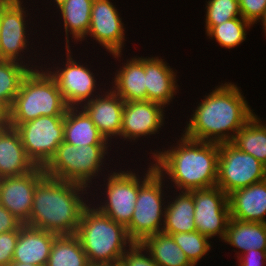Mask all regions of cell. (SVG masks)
<instances>
[{
  "instance_id": "obj_2",
  "label": "cell",
  "mask_w": 266,
  "mask_h": 266,
  "mask_svg": "<svg viewBox=\"0 0 266 266\" xmlns=\"http://www.w3.org/2000/svg\"><path fill=\"white\" fill-rule=\"evenodd\" d=\"M86 188L45 175L35 186L31 215L24 225L57 235L75 234L87 206L79 194Z\"/></svg>"
},
{
  "instance_id": "obj_33",
  "label": "cell",
  "mask_w": 266,
  "mask_h": 266,
  "mask_svg": "<svg viewBox=\"0 0 266 266\" xmlns=\"http://www.w3.org/2000/svg\"><path fill=\"white\" fill-rule=\"evenodd\" d=\"M242 17L238 0H209L206 6V33L227 20Z\"/></svg>"
},
{
  "instance_id": "obj_34",
  "label": "cell",
  "mask_w": 266,
  "mask_h": 266,
  "mask_svg": "<svg viewBox=\"0 0 266 266\" xmlns=\"http://www.w3.org/2000/svg\"><path fill=\"white\" fill-rule=\"evenodd\" d=\"M145 248L141 243H133L121 257L119 266H158L150 254L145 256L142 252Z\"/></svg>"
},
{
  "instance_id": "obj_17",
  "label": "cell",
  "mask_w": 266,
  "mask_h": 266,
  "mask_svg": "<svg viewBox=\"0 0 266 266\" xmlns=\"http://www.w3.org/2000/svg\"><path fill=\"white\" fill-rule=\"evenodd\" d=\"M98 95L80 107L109 141L112 136H120L125 101L112 89L107 91L104 97Z\"/></svg>"
},
{
  "instance_id": "obj_12",
  "label": "cell",
  "mask_w": 266,
  "mask_h": 266,
  "mask_svg": "<svg viewBox=\"0 0 266 266\" xmlns=\"http://www.w3.org/2000/svg\"><path fill=\"white\" fill-rule=\"evenodd\" d=\"M45 175L44 167L36 166L24 175L0 178V204L23 224L31 215L35 186Z\"/></svg>"
},
{
  "instance_id": "obj_8",
  "label": "cell",
  "mask_w": 266,
  "mask_h": 266,
  "mask_svg": "<svg viewBox=\"0 0 266 266\" xmlns=\"http://www.w3.org/2000/svg\"><path fill=\"white\" fill-rule=\"evenodd\" d=\"M266 180V166L232 142L219 143L217 184L227 195Z\"/></svg>"
},
{
  "instance_id": "obj_43",
  "label": "cell",
  "mask_w": 266,
  "mask_h": 266,
  "mask_svg": "<svg viewBox=\"0 0 266 266\" xmlns=\"http://www.w3.org/2000/svg\"><path fill=\"white\" fill-rule=\"evenodd\" d=\"M66 0H55L57 7H60Z\"/></svg>"
},
{
  "instance_id": "obj_36",
  "label": "cell",
  "mask_w": 266,
  "mask_h": 266,
  "mask_svg": "<svg viewBox=\"0 0 266 266\" xmlns=\"http://www.w3.org/2000/svg\"><path fill=\"white\" fill-rule=\"evenodd\" d=\"M238 2L242 18L252 25L264 17L266 0H238Z\"/></svg>"
},
{
  "instance_id": "obj_32",
  "label": "cell",
  "mask_w": 266,
  "mask_h": 266,
  "mask_svg": "<svg viewBox=\"0 0 266 266\" xmlns=\"http://www.w3.org/2000/svg\"><path fill=\"white\" fill-rule=\"evenodd\" d=\"M169 235L172 236L193 266L197 265L198 261L211 249V244L208 241L210 238L198 231Z\"/></svg>"
},
{
  "instance_id": "obj_23",
  "label": "cell",
  "mask_w": 266,
  "mask_h": 266,
  "mask_svg": "<svg viewBox=\"0 0 266 266\" xmlns=\"http://www.w3.org/2000/svg\"><path fill=\"white\" fill-rule=\"evenodd\" d=\"M79 107H69L64 116V142L78 146L108 145L94 122Z\"/></svg>"
},
{
  "instance_id": "obj_37",
  "label": "cell",
  "mask_w": 266,
  "mask_h": 266,
  "mask_svg": "<svg viewBox=\"0 0 266 266\" xmlns=\"http://www.w3.org/2000/svg\"><path fill=\"white\" fill-rule=\"evenodd\" d=\"M24 224L0 204V233L20 230Z\"/></svg>"
},
{
  "instance_id": "obj_16",
  "label": "cell",
  "mask_w": 266,
  "mask_h": 266,
  "mask_svg": "<svg viewBox=\"0 0 266 266\" xmlns=\"http://www.w3.org/2000/svg\"><path fill=\"white\" fill-rule=\"evenodd\" d=\"M163 107L148 100L125 102L120 137L132 141L140 136L157 133L164 124Z\"/></svg>"
},
{
  "instance_id": "obj_4",
  "label": "cell",
  "mask_w": 266,
  "mask_h": 266,
  "mask_svg": "<svg viewBox=\"0 0 266 266\" xmlns=\"http://www.w3.org/2000/svg\"><path fill=\"white\" fill-rule=\"evenodd\" d=\"M75 235L91 266L118 265L127 244L130 247L134 243L125 226L88 205L81 214Z\"/></svg>"
},
{
  "instance_id": "obj_20",
  "label": "cell",
  "mask_w": 266,
  "mask_h": 266,
  "mask_svg": "<svg viewBox=\"0 0 266 266\" xmlns=\"http://www.w3.org/2000/svg\"><path fill=\"white\" fill-rule=\"evenodd\" d=\"M35 167L17 130L8 124L0 128V178L24 175Z\"/></svg>"
},
{
  "instance_id": "obj_7",
  "label": "cell",
  "mask_w": 266,
  "mask_h": 266,
  "mask_svg": "<svg viewBox=\"0 0 266 266\" xmlns=\"http://www.w3.org/2000/svg\"><path fill=\"white\" fill-rule=\"evenodd\" d=\"M163 178L155 171L139 188L130 224L126 227L129 238L134 243H141L146 237L162 232L161 221H164L162 218L166 209L162 204Z\"/></svg>"
},
{
  "instance_id": "obj_11",
  "label": "cell",
  "mask_w": 266,
  "mask_h": 266,
  "mask_svg": "<svg viewBox=\"0 0 266 266\" xmlns=\"http://www.w3.org/2000/svg\"><path fill=\"white\" fill-rule=\"evenodd\" d=\"M194 201L196 231L213 238L225 237L230 219L228 195L218 186L189 191Z\"/></svg>"
},
{
  "instance_id": "obj_31",
  "label": "cell",
  "mask_w": 266,
  "mask_h": 266,
  "mask_svg": "<svg viewBox=\"0 0 266 266\" xmlns=\"http://www.w3.org/2000/svg\"><path fill=\"white\" fill-rule=\"evenodd\" d=\"M252 24L242 17L227 20L213 26L208 32L209 37L215 38L219 45L230 49L241 44L246 39V29Z\"/></svg>"
},
{
  "instance_id": "obj_35",
  "label": "cell",
  "mask_w": 266,
  "mask_h": 266,
  "mask_svg": "<svg viewBox=\"0 0 266 266\" xmlns=\"http://www.w3.org/2000/svg\"><path fill=\"white\" fill-rule=\"evenodd\" d=\"M19 230L0 233V266H9L13 262Z\"/></svg>"
},
{
  "instance_id": "obj_28",
  "label": "cell",
  "mask_w": 266,
  "mask_h": 266,
  "mask_svg": "<svg viewBox=\"0 0 266 266\" xmlns=\"http://www.w3.org/2000/svg\"><path fill=\"white\" fill-rule=\"evenodd\" d=\"M254 115L235 135L232 143L266 166V124Z\"/></svg>"
},
{
  "instance_id": "obj_10",
  "label": "cell",
  "mask_w": 266,
  "mask_h": 266,
  "mask_svg": "<svg viewBox=\"0 0 266 266\" xmlns=\"http://www.w3.org/2000/svg\"><path fill=\"white\" fill-rule=\"evenodd\" d=\"M155 171L156 168L152 164L143 176V181L142 179L140 181V177L130 170L113 172L108 176L106 184L107 191L105 192L108 200L102 203L104 205L96 208L115 222L127 227L134 212L139 188Z\"/></svg>"
},
{
  "instance_id": "obj_30",
  "label": "cell",
  "mask_w": 266,
  "mask_h": 266,
  "mask_svg": "<svg viewBox=\"0 0 266 266\" xmlns=\"http://www.w3.org/2000/svg\"><path fill=\"white\" fill-rule=\"evenodd\" d=\"M22 64L23 60L20 62L0 60V105L7 111L19 92L22 79L30 70V64Z\"/></svg>"
},
{
  "instance_id": "obj_40",
  "label": "cell",
  "mask_w": 266,
  "mask_h": 266,
  "mask_svg": "<svg viewBox=\"0 0 266 266\" xmlns=\"http://www.w3.org/2000/svg\"><path fill=\"white\" fill-rule=\"evenodd\" d=\"M11 0H0V24H1V16L2 9L10 2Z\"/></svg>"
},
{
  "instance_id": "obj_3",
  "label": "cell",
  "mask_w": 266,
  "mask_h": 266,
  "mask_svg": "<svg viewBox=\"0 0 266 266\" xmlns=\"http://www.w3.org/2000/svg\"><path fill=\"white\" fill-rule=\"evenodd\" d=\"M178 142L170 150L153 153L156 171L162 176L167 174L180 191L216 186L219 144L191 140L184 135Z\"/></svg>"
},
{
  "instance_id": "obj_21",
  "label": "cell",
  "mask_w": 266,
  "mask_h": 266,
  "mask_svg": "<svg viewBox=\"0 0 266 266\" xmlns=\"http://www.w3.org/2000/svg\"><path fill=\"white\" fill-rule=\"evenodd\" d=\"M146 100L165 106L176 93V73L158 57L144 58Z\"/></svg>"
},
{
  "instance_id": "obj_27",
  "label": "cell",
  "mask_w": 266,
  "mask_h": 266,
  "mask_svg": "<svg viewBox=\"0 0 266 266\" xmlns=\"http://www.w3.org/2000/svg\"><path fill=\"white\" fill-rule=\"evenodd\" d=\"M92 3L93 0H66L59 7L64 20L66 48H69V32L76 41L86 37L90 28Z\"/></svg>"
},
{
  "instance_id": "obj_26",
  "label": "cell",
  "mask_w": 266,
  "mask_h": 266,
  "mask_svg": "<svg viewBox=\"0 0 266 266\" xmlns=\"http://www.w3.org/2000/svg\"><path fill=\"white\" fill-rule=\"evenodd\" d=\"M141 244L158 266H193L169 234L150 235Z\"/></svg>"
},
{
  "instance_id": "obj_5",
  "label": "cell",
  "mask_w": 266,
  "mask_h": 266,
  "mask_svg": "<svg viewBox=\"0 0 266 266\" xmlns=\"http://www.w3.org/2000/svg\"><path fill=\"white\" fill-rule=\"evenodd\" d=\"M69 106L48 71L32 68L22 79L8 110V125H20L40 116H65Z\"/></svg>"
},
{
  "instance_id": "obj_13",
  "label": "cell",
  "mask_w": 266,
  "mask_h": 266,
  "mask_svg": "<svg viewBox=\"0 0 266 266\" xmlns=\"http://www.w3.org/2000/svg\"><path fill=\"white\" fill-rule=\"evenodd\" d=\"M114 6L109 0H93L87 36L94 37L114 58H118L124 47L125 28Z\"/></svg>"
},
{
  "instance_id": "obj_1",
  "label": "cell",
  "mask_w": 266,
  "mask_h": 266,
  "mask_svg": "<svg viewBox=\"0 0 266 266\" xmlns=\"http://www.w3.org/2000/svg\"><path fill=\"white\" fill-rule=\"evenodd\" d=\"M205 97L185 127L183 135L191 140L232 142L236 133L255 115L239 87L232 83L221 84Z\"/></svg>"
},
{
  "instance_id": "obj_24",
  "label": "cell",
  "mask_w": 266,
  "mask_h": 266,
  "mask_svg": "<svg viewBox=\"0 0 266 266\" xmlns=\"http://www.w3.org/2000/svg\"><path fill=\"white\" fill-rule=\"evenodd\" d=\"M223 240L243 253L252 249L266 250V223L230 218Z\"/></svg>"
},
{
  "instance_id": "obj_29",
  "label": "cell",
  "mask_w": 266,
  "mask_h": 266,
  "mask_svg": "<svg viewBox=\"0 0 266 266\" xmlns=\"http://www.w3.org/2000/svg\"><path fill=\"white\" fill-rule=\"evenodd\" d=\"M46 266H91L78 237L58 235L51 247Z\"/></svg>"
},
{
  "instance_id": "obj_6",
  "label": "cell",
  "mask_w": 266,
  "mask_h": 266,
  "mask_svg": "<svg viewBox=\"0 0 266 266\" xmlns=\"http://www.w3.org/2000/svg\"><path fill=\"white\" fill-rule=\"evenodd\" d=\"M107 145H83L76 147L62 142L49 163L44 167L45 174L59 180L78 183L86 187L93 177L101 172ZM97 174V175H96Z\"/></svg>"
},
{
  "instance_id": "obj_42",
  "label": "cell",
  "mask_w": 266,
  "mask_h": 266,
  "mask_svg": "<svg viewBox=\"0 0 266 266\" xmlns=\"http://www.w3.org/2000/svg\"><path fill=\"white\" fill-rule=\"evenodd\" d=\"M261 21H262V25H263V29H264V31H265V33H266V12H265V14H264V17L261 19Z\"/></svg>"
},
{
  "instance_id": "obj_19",
  "label": "cell",
  "mask_w": 266,
  "mask_h": 266,
  "mask_svg": "<svg viewBox=\"0 0 266 266\" xmlns=\"http://www.w3.org/2000/svg\"><path fill=\"white\" fill-rule=\"evenodd\" d=\"M57 236L53 232L23 225L19 230L13 262L46 266Z\"/></svg>"
},
{
  "instance_id": "obj_41",
  "label": "cell",
  "mask_w": 266,
  "mask_h": 266,
  "mask_svg": "<svg viewBox=\"0 0 266 266\" xmlns=\"http://www.w3.org/2000/svg\"><path fill=\"white\" fill-rule=\"evenodd\" d=\"M9 266H37L29 263L12 262Z\"/></svg>"
},
{
  "instance_id": "obj_18",
  "label": "cell",
  "mask_w": 266,
  "mask_h": 266,
  "mask_svg": "<svg viewBox=\"0 0 266 266\" xmlns=\"http://www.w3.org/2000/svg\"><path fill=\"white\" fill-rule=\"evenodd\" d=\"M228 204L230 218L266 223V180L230 193Z\"/></svg>"
},
{
  "instance_id": "obj_22",
  "label": "cell",
  "mask_w": 266,
  "mask_h": 266,
  "mask_svg": "<svg viewBox=\"0 0 266 266\" xmlns=\"http://www.w3.org/2000/svg\"><path fill=\"white\" fill-rule=\"evenodd\" d=\"M117 72L112 90L125 102L146 101L144 57L127 60Z\"/></svg>"
},
{
  "instance_id": "obj_39",
  "label": "cell",
  "mask_w": 266,
  "mask_h": 266,
  "mask_svg": "<svg viewBox=\"0 0 266 266\" xmlns=\"http://www.w3.org/2000/svg\"><path fill=\"white\" fill-rule=\"evenodd\" d=\"M8 124V111L0 105V128Z\"/></svg>"
},
{
  "instance_id": "obj_15",
  "label": "cell",
  "mask_w": 266,
  "mask_h": 266,
  "mask_svg": "<svg viewBox=\"0 0 266 266\" xmlns=\"http://www.w3.org/2000/svg\"><path fill=\"white\" fill-rule=\"evenodd\" d=\"M21 0H11L3 9L0 24V60L19 62L27 48L26 11ZM20 54V55H19ZM19 56V58H18Z\"/></svg>"
},
{
  "instance_id": "obj_38",
  "label": "cell",
  "mask_w": 266,
  "mask_h": 266,
  "mask_svg": "<svg viewBox=\"0 0 266 266\" xmlns=\"http://www.w3.org/2000/svg\"><path fill=\"white\" fill-rule=\"evenodd\" d=\"M238 254V261L240 262V266H261L263 265V261L266 262V250H249L246 253H244L245 255H240V253ZM262 259V260H261Z\"/></svg>"
},
{
  "instance_id": "obj_25",
  "label": "cell",
  "mask_w": 266,
  "mask_h": 266,
  "mask_svg": "<svg viewBox=\"0 0 266 266\" xmlns=\"http://www.w3.org/2000/svg\"><path fill=\"white\" fill-rule=\"evenodd\" d=\"M175 201L166 205L162 232L177 234L196 231L194 201L189 191H181Z\"/></svg>"
},
{
  "instance_id": "obj_9",
  "label": "cell",
  "mask_w": 266,
  "mask_h": 266,
  "mask_svg": "<svg viewBox=\"0 0 266 266\" xmlns=\"http://www.w3.org/2000/svg\"><path fill=\"white\" fill-rule=\"evenodd\" d=\"M9 126L19 133L26 155L35 166L45 167L64 141V116H40Z\"/></svg>"
},
{
  "instance_id": "obj_14",
  "label": "cell",
  "mask_w": 266,
  "mask_h": 266,
  "mask_svg": "<svg viewBox=\"0 0 266 266\" xmlns=\"http://www.w3.org/2000/svg\"><path fill=\"white\" fill-rule=\"evenodd\" d=\"M70 48H67V62L63 68L59 70L48 71V73L55 79L59 91L69 107H78L79 105L95 96L96 80L94 73H92L84 65L78 64L71 57ZM62 70V71H61ZM91 97V98H90Z\"/></svg>"
}]
</instances>
